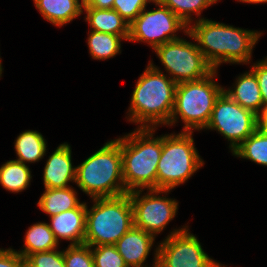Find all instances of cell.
Returning a JSON list of instances; mask_svg holds the SVG:
<instances>
[{
    "instance_id": "19",
    "label": "cell",
    "mask_w": 267,
    "mask_h": 267,
    "mask_svg": "<svg viewBox=\"0 0 267 267\" xmlns=\"http://www.w3.org/2000/svg\"><path fill=\"white\" fill-rule=\"evenodd\" d=\"M70 186L57 189L45 188L37 203L39 209L52 217L77 208L82 202L78 197V191L72 185Z\"/></svg>"
},
{
    "instance_id": "15",
    "label": "cell",
    "mask_w": 267,
    "mask_h": 267,
    "mask_svg": "<svg viewBox=\"0 0 267 267\" xmlns=\"http://www.w3.org/2000/svg\"><path fill=\"white\" fill-rule=\"evenodd\" d=\"M48 223L58 242L70 241L69 245L84 244L86 232V202L77 208L70 209L50 217Z\"/></svg>"
},
{
    "instance_id": "26",
    "label": "cell",
    "mask_w": 267,
    "mask_h": 267,
    "mask_svg": "<svg viewBox=\"0 0 267 267\" xmlns=\"http://www.w3.org/2000/svg\"><path fill=\"white\" fill-rule=\"evenodd\" d=\"M94 267H128L115 245L91 246Z\"/></svg>"
},
{
    "instance_id": "23",
    "label": "cell",
    "mask_w": 267,
    "mask_h": 267,
    "mask_svg": "<svg viewBox=\"0 0 267 267\" xmlns=\"http://www.w3.org/2000/svg\"><path fill=\"white\" fill-rule=\"evenodd\" d=\"M122 41V36L89 30L86 43L92 59L105 61L121 54Z\"/></svg>"
},
{
    "instance_id": "30",
    "label": "cell",
    "mask_w": 267,
    "mask_h": 267,
    "mask_svg": "<svg viewBox=\"0 0 267 267\" xmlns=\"http://www.w3.org/2000/svg\"><path fill=\"white\" fill-rule=\"evenodd\" d=\"M250 69L255 73L260 88L263 106L267 105V56L260 61L253 62Z\"/></svg>"
},
{
    "instance_id": "22",
    "label": "cell",
    "mask_w": 267,
    "mask_h": 267,
    "mask_svg": "<svg viewBox=\"0 0 267 267\" xmlns=\"http://www.w3.org/2000/svg\"><path fill=\"white\" fill-rule=\"evenodd\" d=\"M31 173L27 164L8 160L0 166V184L8 192H23L31 184Z\"/></svg>"
},
{
    "instance_id": "7",
    "label": "cell",
    "mask_w": 267,
    "mask_h": 267,
    "mask_svg": "<svg viewBox=\"0 0 267 267\" xmlns=\"http://www.w3.org/2000/svg\"><path fill=\"white\" fill-rule=\"evenodd\" d=\"M193 132L162 134L156 189L172 190L188 181L204 165L195 147Z\"/></svg>"
},
{
    "instance_id": "28",
    "label": "cell",
    "mask_w": 267,
    "mask_h": 267,
    "mask_svg": "<svg viewBox=\"0 0 267 267\" xmlns=\"http://www.w3.org/2000/svg\"><path fill=\"white\" fill-rule=\"evenodd\" d=\"M24 267H66L63 250L35 252L25 259Z\"/></svg>"
},
{
    "instance_id": "3",
    "label": "cell",
    "mask_w": 267,
    "mask_h": 267,
    "mask_svg": "<svg viewBox=\"0 0 267 267\" xmlns=\"http://www.w3.org/2000/svg\"><path fill=\"white\" fill-rule=\"evenodd\" d=\"M156 131L154 128H135L115 139L121 148L127 193L156 189L157 167L162 153V135L154 137Z\"/></svg>"
},
{
    "instance_id": "1",
    "label": "cell",
    "mask_w": 267,
    "mask_h": 267,
    "mask_svg": "<svg viewBox=\"0 0 267 267\" xmlns=\"http://www.w3.org/2000/svg\"><path fill=\"white\" fill-rule=\"evenodd\" d=\"M185 36L195 40L207 62L218 70L221 64L247 65L263 32L202 19L191 23Z\"/></svg>"
},
{
    "instance_id": "35",
    "label": "cell",
    "mask_w": 267,
    "mask_h": 267,
    "mask_svg": "<svg viewBox=\"0 0 267 267\" xmlns=\"http://www.w3.org/2000/svg\"><path fill=\"white\" fill-rule=\"evenodd\" d=\"M3 66H2V60H0V78L2 77V73H3Z\"/></svg>"
},
{
    "instance_id": "27",
    "label": "cell",
    "mask_w": 267,
    "mask_h": 267,
    "mask_svg": "<svg viewBox=\"0 0 267 267\" xmlns=\"http://www.w3.org/2000/svg\"><path fill=\"white\" fill-rule=\"evenodd\" d=\"M63 256L66 267H94L90 245H68Z\"/></svg>"
},
{
    "instance_id": "21",
    "label": "cell",
    "mask_w": 267,
    "mask_h": 267,
    "mask_svg": "<svg viewBox=\"0 0 267 267\" xmlns=\"http://www.w3.org/2000/svg\"><path fill=\"white\" fill-rule=\"evenodd\" d=\"M59 245L49 224L36 222L26 230L23 249L17 252L26 259L30 254L57 249Z\"/></svg>"
},
{
    "instance_id": "33",
    "label": "cell",
    "mask_w": 267,
    "mask_h": 267,
    "mask_svg": "<svg viewBox=\"0 0 267 267\" xmlns=\"http://www.w3.org/2000/svg\"><path fill=\"white\" fill-rule=\"evenodd\" d=\"M257 128L267 132V105L263 106L257 115Z\"/></svg>"
},
{
    "instance_id": "32",
    "label": "cell",
    "mask_w": 267,
    "mask_h": 267,
    "mask_svg": "<svg viewBox=\"0 0 267 267\" xmlns=\"http://www.w3.org/2000/svg\"><path fill=\"white\" fill-rule=\"evenodd\" d=\"M114 0H87L83 8L113 9Z\"/></svg>"
},
{
    "instance_id": "4",
    "label": "cell",
    "mask_w": 267,
    "mask_h": 267,
    "mask_svg": "<svg viewBox=\"0 0 267 267\" xmlns=\"http://www.w3.org/2000/svg\"><path fill=\"white\" fill-rule=\"evenodd\" d=\"M75 184L90 199L127 194L123 182L120 144L111 139L82 163L76 165Z\"/></svg>"
},
{
    "instance_id": "11",
    "label": "cell",
    "mask_w": 267,
    "mask_h": 267,
    "mask_svg": "<svg viewBox=\"0 0 267 267\" xmlns=\"http://www.w3.org/2000/svg\"><path fill=\"white\" fill-rule=\"evenodd\" d=\"M146 191L145 193L143 189L128 193L133 208L134 226L156 238L174 220L179 204L176 199L167 196L172 190L146 189Z\"/></svg>"
},
{
    "instance_id": "12",
    "label": "cell",
    "mask_w": 267,
    "mask_h": 267,
    "mask_svg": "<svg viewBox=\"0 0 267 267\" xmlns=\"http://www.w3.org/2000/svg\"><path fill=\"white\" fill-rule=\"evenodd\" d=\"M257 129V115L240 106L225 92L217 98L204 130L216 131L229 142L232 152Z\"/></svg>"
},
{
    "instance_id": "14",
    "label": "cell",
    "mask_w": 267,
    "mask_h": 267,
    "mask_svg": "<svg viewBox=\"0 0 267 267\" xmlns=\"http://www.w3.org/2000/svg\"><path fill=\"white\" fill-rule=\"evenodd\" d=\"M72 148L69 143L60 144L48 159L43 169L44 188L70 187V182L75 183L76 166L72 161Z\"/></svg>"
},
{
    "instance_id": "34",
    "label": "cell",
    "mask_w": 267,
    "mask_h": 267,
    "mask_svg": "<svg viewBox=\"0 0 267 267\" xmlns=\"http://www.w3.org/2000/svg\"><path fill=\"white\" fill-rule=\"evenodd\" d=\"M237 2L249 3V4H263L267 3V0H236Z\"/></svg>"
},
{
    "instance_id": "29",
    "label": "cell",
    "mask_w": 267,
    "mask_h": 267,
    "mask_svg": "<svg viewBox=\"0 0 267 267\" xmlns=\"http://www.w3.org/2000/svg\"><path fill=\"white\" fill-rule=\"evenodd\" d=\"M150 0H114L113 9L130 25Z\"/></svg>"
},
{
    "instance_id": "17",
    "label": "cell",
    "mask_w": 267,
    "mask_h": 267,
    "mask_svg": "<svg viewBox=\"0 0 267 267\" xmlns=\"http://www.w3.org/2000/svg\"><path fill=\"white\" fill-rule=\"evenodd\" d=\"M33 2L43 19L59 28L84 14L82 0H33Z\"/></svg>"
},
{
    "instance_id": "31",
    "label": "cell",
    "mask_w": 267,
    "mask_h": 267,
    "mask_svg": "<svg viewBox=\"0 0 267 267\" xmlns=\"http://www.w3.org/2000/svg\"><path fill=\"white\" fill-rule=\"evenodd\" d=\"M25 259L12 248H0V267H24Z\"/></svg>"
},
{
    "instance_id": "18",
    "label": "cell",
    "mask_w": 267,
    "mask_h": 267,
    "mask_svg": "<svg viewBox=\"0 0 267 267\" xmlns=\"http://www.w3.org/2000/svg\"><path fill=\"white\" fill-rule=\"evenodd\" d=\"M90 30L129 38V24L114 9L83 8Z\"/></svg>"
},
{
    "instance_id": "8",
    "label": "cell",
    "mask_w": 267,
    "mask_h": 267,
    "mask_svg": "<svg viewBox=\"0 0 267 267\" xmlns=\"http://www.w3.org/2000/svg\"><path fill=\"white\" fill-rule=\"evenodd\" d=\"M167 75L177 84L201 80L214 69L199 50L196 41L179 38L154 49Z\"/></svg>"
},
{
    "instance_id": "9",
    "label": "cell",
    "mask_w": 267,
    "mask_h": 267,
    "mask_svg": "<svg viewBox=\"0 0 267 267\" xmlns=\"http://www.w3.org/2000/svg\"><path fill=\"white\" fill-rule=\"evenodd\" d=\"M152 4L156 9H143L129 25L128 42H142L154 50L166 42L181 38L177 32L183 31L185 34L188 26L160 1Z\"/></svg>"
},
{
    "instance_id": "16",
    "label": "cell",
    "mask_w": 267,
    "mask_h": 267,
    "mask_svg": "<svg viewBox=\"0 0 267 267\" xmlns=\"http://www.w3.org/2000/svg\"><path fill=\"white\" fill-rule=\"evenodd\" d=\"M234 83L230 88H224L223 92L243 108L258 115L263 107V101L255 73L251 69L245 71L236 77Z\"/></svg>"
},
{
    "instance_id": "20",
    "label": "cell",
    "mask_w": 267,
    "mask_h": 267,
    "mask_svg": "<svg viewBox=\"0 0 267 267\" xmlns=\"http://www.w3.org/2000/svg\"><path fill=\"white\" fill-rule=\"evenodd\" d=\"M16 161L24 164L40 162L46 156L47 140L37 130H25L14 142Z\"/></svg>"
},
{
    "instance_id": "10",
    "label": "cell",
    "mask_w": 267,
    "mask_h": 267,
    "mask_svg": "<svg viewBox=\"0 0 267 267\" xmlns=\"http://www.w3.org/2000/svg\"><path fill=\"white\" fill-rule=\"evenodd\" d=\"M187 225L175 228L157 243V267H227L212 259Z\"/></svg>"
},
{
    "instance_id": "6",
    "label": "cell",
    "mask_w": 267,
    "mask_h": 267,
    "mask_svg": "<svg viewBox=\"0 0 267 267\" xmlns=\"http://www.w3.org/2000/svg\"><path fill=\"white\" fill-rule=\"evenodd\" d=\"M86 203V232L84 244L115 245L134 226L133 208L129 194L91 199Z\"/></svg>"
},
{
    "instance_id": "5",
    "label": "cell",
    "mask_w": 267,
    "mask_h": 267,
    "mask_svg": "<svg viewBox=\"0 0 267 267\" xmlns=\"http://www.w3.org/2000/svg\"><path fill=\"white\" fill-rule=\"evenodd\" d=\"M217 75L218 70H214L201 80L177 84L169 128L175 126L179 118L184 123L181 131L194 132L206 128L215 102L224 89L216 81Z\"/></svg>"
},
{
    "instance_id": "13",
    "label": "cell",
    "mask_w": 267,
    "mask_h": 267,
    "mask_svg": "<svg viewBox=\"0 0 267 267\" xmlns=\"http://www.w3.org/2000/svg\"><path fill=\"white\" fill-rule=\"evenodd\" d=\"M154 244L153 235L133 226L115 243V246L128 267H157L158 246L156 245L152 266L145 263Z\"/></svg>"
},
{
    "instance_id": "2",
    "label": "cell",
    "mask_w": 267,
    "mask_h": 267,
    "mask_svg": "<svg viewBox=\"0 0 267 267\" xmlns=\"http://www.w3.org/2000/svg\"><path fill=\"white\" fill-rule=\"evenodd\" d=\"M150 60L132 92L127 121L137 128L168 126L174 107L177 83Z\"/></svg>"
},
{
    "instance_id": "25",
    "label": "cell",
    "mask_w": 267,
    "mask_h": 267,
    "mask_svg": "<svg viewBox=\"0 0 267 267\" xmlns=\"http://www.w3.org/2000/svg\"><path fill=\"white\" fill-rule=\"evenodd\" d=\"M220 0H160L176 16H178L187 26L192 22L202 20L203 10H207L211 5L217 4ZM193 13V14H192ZM193 15L198 18H194Z\"/></svg>"
},
{
    "instance_id": "24",
    "label": "cell",
    "mask_w": 267,
    "mask_h": 267,
    "mask_svg": "<svg viewBox=\"0 0 267 267\" xmlns=\"http://www.w3.org/2000/svg\"><path fill=\"white\" fill-rule=\"evenodd\" d=\"M232 154L234 157L267 167V132L257 128Z\"/></svg>"
}]
</instances>
